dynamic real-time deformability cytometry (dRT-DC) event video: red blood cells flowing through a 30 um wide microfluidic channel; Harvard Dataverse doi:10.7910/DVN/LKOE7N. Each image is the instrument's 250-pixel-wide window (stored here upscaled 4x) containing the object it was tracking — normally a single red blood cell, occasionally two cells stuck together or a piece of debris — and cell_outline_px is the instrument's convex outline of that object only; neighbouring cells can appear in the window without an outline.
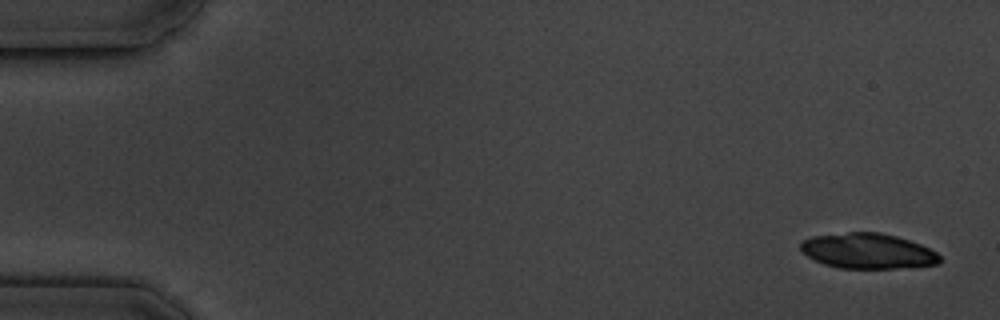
{"species": "common noctule bat (a hibernating species)", "species_latin": "Nyctalus noctula", "temperature_condition": "cold", "stored_images_in_passage": 7, "camera_frame_rate_fps": 3000, "um_per_image_px": 0.085, "animal": {"sex": "male", "body_mass_g": 19.5, "forearm_length_mm": 54.6}, "frame": {"image": 1, "passage_image": 1, "time_ms": 0.0, "image_size_px": [1000, 320], "cell_outline_px": [[940, 260], [936, 264], [892, 268], [840, 268], [824, 264], [808, 256], [800, 248], [800, 244], [804, 240], [812, 236], [848, 232], [880, 232], [896, 236], [920, 244], [936, 252], [940, 256]], "centroid_in_image_um": [73.74, 21.32], "position_along_channel_um": 11.3, "area_um2": 28.26}}